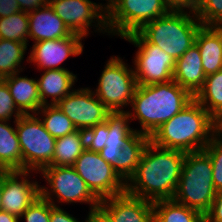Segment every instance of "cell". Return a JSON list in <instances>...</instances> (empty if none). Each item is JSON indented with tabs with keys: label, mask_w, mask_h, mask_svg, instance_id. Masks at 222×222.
Instances as JSON below:
<instances>
[{
	"label": "cell",
	"mask_w": 222,
	"mask_h": 222,
	"mask_svg": "<svg viewBox=\"0 0 222 222\" xmlns=\"http://www.w3.org/2000/svg\"><path fill=\"white\" fill-rule=\"evenodd\" d=\"M83 37L72 33L69 37L54 40L38 41L33 45L28 60L37 63L45 70L65 69L59 67L69 56L80 55L83 51Z\"/></svg>",
	"instance_id": "cell-15"
},
{
	"label": "cell",
	"mask_w": 222,
	"mask_h": 222,
	"mask_svg": "<svg viewBox=\"0 0 222 222\" xmlns=\"http://www.w3.org/2000/svg\"><path fill=\"white\" fill-rule=\"evenodd\" d=\"M2 189H3V171H0V210L2 202Z\"/></svg>",
	"instance_id": "cell-45"
},
{
	"label": "cell",
	"mask_w": 222,
	"mask_h": 222,
	"mask_svg": "<svg viewBox=\"0 0 222 222\" xmlns=\"http://www.w3.org/2000/svg\"><path fill=\"white\" fill-rule=\"evenodd\" d=\"M20 11L19 4L16 0H0V18L9 17Z\"/></svg>",
	"instance_id": "cell-38"
},
{
	"label": "cell",
	"mask_w": 222,
	"mask_h": 222,
	"mask_svg": "<svg viewBox=\"0 0 222 222\" xmlns=\"http://www.w3.org/2000/svg\"><path fill=\"white\" fill-rule=\"evenodd\" d=\"M201 26L195 13L190 16L183 8H173L166 15L145 24L137 33L176 61L195 44Z\"/></svg>",
	"instance_id": "cell-4"
},
{
	"label": "cell",
	"mask_w": 222,
	"mask_h": 222,
	"mask_svg": "<svg viewBox=\"0 0 222 222\" xmlns=\"http://www.w3.org/2000/svg\"><path fill=\"white\" fill-rule=\"evenodd\" d=\"M150 141V137L141 132H135L125 143L113 169L127 182L135 173L141 156Z\"/></svg>",
	"instance_id": "cell-22"
},
{
	"label": "cell",
	"mask_w": 222,
	"mask_h": 222,
	"mask_svg": "<svg viewBox=\"0 0 222 222\" xmlns=\"http://www.w3.org/2000/svg\"><path fill=\"white\" fill-rule=\"evenodd\" d=\"M18 73L3 78L6 82L10 94L14 99L17 109L23 114H34L43 106L39 94L38 83L35 79L26 77H18Z\"/></svg>",
	"instance_id": "cell-20"
},
{
	"label": "cell",
	"mask_w": 222,
	"mask_h": 222,
	"mask_svg": "<svg viewBox=\"0 0 222 222\" xmlns=\"http://www.w3.org/2000/svg\"><path fill=\"white\" fill-rule=\"evenodd\" d=\"M215 134L222 137V114L215 119Z\"/></svg>",
	"instance_id": "cell-44"
},
{
	"label": "cell",
	"mask_w": 222,
	"mask_h": 222,
	"mask_svg": "<svg viewBox=\"0 0 222 222\" xmlns=\"http://www.w3.org/2000/svg\"><path fill=\"white\" fill-rule=\"evenodd\" d=\"M86 148L90 151L100 152L105 147V139L108 138L109 130L106 122L97 124L85 130Z\"/></svg>",
	"instance_id": "cell-35"
},
{
	"label": "cell",
	"mask_w": 222,
	"mask_h": 222,
	"mask_svg": "<svg viewBox=\"0 0 222 222\" xmlns=\"http://www.w3.org/2000/svg\"><path fill=\"white\" fill-rule=\"evenodd\" d=\"M39 110L42 111L45 116L44 120H42L44 128L55 139L77 130L73 122L57 107V105L49 103L43 105Z\"/></svg>",
	"instance_id": "cell-29"
},
{
	"label": "cell",
	"mask_w": 222,
	"mask_h": 222,
	"mask_svg": "<svg viewBox=\"0 0 222 222\" xmlns=\"http://www.w3.org/2000/svg\"><path fill=\"white\" fill-rule=\"evenodd\" d=\"M195 44L199 48L206 76L222 70V26H201Z\"/></svg>",
	"instance_id": "cell-19"
},
{
	"label": "cell",
	"mask_w": 222,
	"mask_h": 222,
	"mask_svg": "<svg viewBox=\"0 0 222 222\" xmlns=\"http://www.w3.org/2000/svg\"><path fill=\"white\" fill-rule=\"evenodd\" d=\"M14 122L22 154V170L41 171L53 160L56 139L34 114H23Z\"/></svg>",
	"instance_id": "cell-7"
},
{
	"label": "cell",
	"mask_w": 222,
	"mask_h": 222,
	"mask_svg": "<svg viewBox=\"0 0 222 222\" xmlns=\"http://www.w3.org/2000/svg\"><path fill=\"white\" fill-rule=\"evenodd\" d=\"M43 177L50 184L51 192L41 187V196L54 206L50 193L57 196L58 200L66 203H90L91 211L99 208L100 200L91 192L85 181L76 172L73 166H46L41 170Z\"/></svg>",
	"instance_id": "cell-10"
},
{
	"label": "cell",
	"mask_w": 222,
	"mask_h": 222,
	"mask_svg": "<svg viewBox=\"0 0 222 222\" xmlns=\"http://www.w3.org/2000/svg\"><path fill=\"white\" fill-rule=\"evenodd\" d=\"M26 222H50V202L42 196L37 198L20 216Z\"/></svg>",
	"instance_id": "cell-33"
},
{
	"label": "cell",
	"mask_w": 222,
	"mask_h": 222,
	"mask_svg": "<svg viewBox=\"0 0 222 222\" xmlns=\"http://www.w3.org/2000/svg\"><path fill=\"white\" fill-rule=\"evenodd\" d=\"M194 99L216 119L222 114V70L205 78L203 87Z\"/></svg>",
	"instance_id": "cell-26"
},
{
	"label": "cell",
	"mask_w": 222,
	"mask_h": 222,
	"mask_svg": "<svg viewBox=\"0 0 222 222\" xmlns=\"http://www.w3.org/2000/svg\"><path fill=\"white\" fill-rule=\"evenodd\" d=\"M57 107L79 130H87L106 121L111 112L88 88L71 91Z\"/></svg>",
	"instance_id": "cell-12"
},
{
	"label": "cell",
	"mask_w": 222,
	"mask_h": 222,
	"mask_svg": "<svg viewBox=\"0 0 222 222\" xmlns=\"http://www.w3.org/2000/svg\"><path fill=\"white\" fill-rule=\"evenodd\" d=\"M210 157L213 168L214 188L222 189V137L213 135L209 143L203 149Z\"/></svg>",
	"instance_id": "cell-32"
},
{
	"label": "cell",
	"mask_w": 222,
	"mask_h": 222,
	"mask_svg": "<svg viewBox=\"0 0 222 222\" xmlns=\"http://www.w3.org/2000/svg\"><path fill=\"white\" fill-rule=\"evenodd\" d=\"M29 37L34 43L69 37L72 32L48 4L28 13Z\"/></svg>",
	"instance_id": "cell-18"
},
{
	"label": "cell",
	"mask_w": 222,
	"mask_h": 222,
	"mask_svg": "<svg viewBox=\"0 0 222 222\" xmlns=\"http://www.w3.org/2000/svg\"><path fill=\"white\" fill-rule=\"evenodd\" d=\"M205 78L199 48L194 44L176 60L173 80L195 96L203 87Z\"/></svg>",
	"instance_id": "cell-17"
},
{
	"label": "cell",
	"mask_w": 222,
	"mask_h": 222,
	"mask_svg": "<svg viewBox=\"0 0 222 222\" xmlns=\"http://www.w3.org/2000/svg\"><path fill=\"white\" fill-rule=\"evenodd\" d=\"M13 97L9 88L3 79H0V120L8 121L14 113L15 121L20 118L23 113L16 109Z\"/></svg>",
	"instance_id": "cell-34"
},
{
	"label": "cell",
	"mask_w": 222,
	"mask_h": 222,
	"mask_svg": "<svg viewBox=\"0 0 222 222\" xmlns=\"http://www.w3.org/2000/svg\"><path fill=\"white\" fill-rule=\"evenodd\" d=\"M19 4L20 10L26 13L32 12L36 9L43 8L48 5L49 0H16Z\"/></svg>",
	"instance_id": "cell-39"
},
{
	"label": "cell",
	"mask_w": 222,
	"mask_h": 222,
	"mask_svg": "<svg viewBox=\"0 0 222 222\" xmlns=\"http://www.w3.org/2000/svg\"><path fill=\"white\" fill-rule=\"evenodd\" d=\"M105 6L108 28L104 31L118 34L121 38L139 31L145 24L174 8L168 0H111Z\"/></svg>",
	"instance_id": "cell-6"
},
{
	"label": "cell",
	"mask_w": 222,
	"mask_h": 222,
	"mask_svg": "<svg viewBox=\"0 0 222 222\" xmlns=\"http://www.w3.org/2000/svg\"><path fill=\"white\" fill-rule=\"evenodd\" d=\"M85 222H111L109 218L98 208L90 210L88 218Z\"/></svg>",
	"instance_id": "cell-41"
},
{
	"label": "cell",
	"mask_w": 222,
	"mask_h": 222,
	"mask_svg": "<svg viewBox=\"0 0 222 222\" xmlns=\"http://www.w3.org/2000/svg\"><path fill=\"white\" fill-rule=\"evenodd\" d=\"M73 167L100 201L126 190V182L99 152L86 148L76 159Z\"/></svg>",
	"instance_id": "cell-9"
},
{
	"label": "cell",
	"mask_w": 222,
	"mask_h": 222,
	"mask_svg": "<svg viewBox=\"0 0 222 222\" xmlns=\"http://www.w3.org/2000/svg\"><path fill=\"white\" fill-rule=\"evenodd\" d=\"M174 8H189L190 10L199 3V0H168Z\"/></svg>",
	"instance_id": "cell-42"
},
{
	"label": "cell",
	"mask_w": 222,
	"mask_h": 222,
	"mask_svg": "<svg viewBox=\"0 0 222 222\" xmlns=\"http://www.w3.org/2000/svg\"><path fill=\"white\" fill-rule=\"evenodd\" d=\"M28 173L29 170L3 171L1 210L19 218L41 196V187L38 183H30L26 179ZM18 176L23 178L18 181Z\"/></svg>",
	"instance_id": "cell-14"
},
{
	"label": "cell",
	"mask_w": 222,
	"mask_h": 222,
	"mask_svg": "<svg viewBox=\"0 0 222 222\" xmlns=\"http://www.w3.org/2000/svg\"><path fill=\"white\" fill-rule=\"evenodd\" d=\"M124 39L139 47L135 61L134 74L138 85H152L173 80L175 60L158 46L147 43L137 32Z\"/></svg>",
	"instance_id": "cell-11"
},
{
	"label": "cell",
	"mask_w": 222,
	"mask_h": 222,
	"mask_svg": "<svg viewBox=\"0 0 222 222\" xmlns=\"http://www.w3.org/2000/svg\"><path fill=\"white\" fill-rule=\"evenodd\" d=\"M129 112L117 111L110 112L107 116L106 123L108 124L109 135L105 139V147L123 148L127 140L137 130H132L128 126Z\"/></svg>",
	"instance_id": "cell-28"
},
{
	"label": "cell",
	"mask_w": 222,
	"mask_h": 222,
	"mask_svg": "<svg viewBox=\"0 0 222 222\" xmlns=\"http://www.w3.org/2000/svg\"><path fill=\"white\" fill-rule=\"evenodd\" d=\"M26 43L0 39V79L20 73L18 66L23 60Z\"/></svg>",
	"instance_id": "cell-27"
},
{
	"label": "cell",
	"mask_w": 222,
	"mask_h": 222,
	"mask_svg": "<svg viewBox=\"0 0 222 222\" xmlns=\"http://www.w3.org/2000/svg\"><path fill=\"white\" fill-rule=\"evenodd\" d=\"M48 4L72 33L87 36L95 18L98 20L96 27L107 28L106 7L102 4L90 0H49Z\"/></svg>",
	"instance_id": "cell-13"
},
{
	"label": "cell",
	"mask_w": 222,
	"mask_h": 222,
	"mask_svg": "<svg viewBox=\"0 0 222 222\" xmlns=\"http://www.w3.org/2000/svg\"><path fill=\"white\" fill-rule=\"evenodd\" d=\"M8 121L0 120V171L22 170V154L18 135Z\"/></svg>",
	"instance_id": "cell-23"
},
{
	"label": "cell",
	"mask_w": 222,
	"mask_h": 222,
	"mask_svg": "<svg viewBox=\"0 0 222 222\" xmlns=\"http://www.w3.org/2000/svg\"><path fill=\"white\" fill-rule=\"evenodd\" d=\"M86 149L84 130L77 129L55 141L53 160L48 166H73Z\"/></svg>",
	"instance_id": "cell-24"
},
{
	"label": "cell",
	"mask_w": 222,
	"mask_h": 222,
	"mask_svg": "<svg viewBox=\"0 0 222 222\" xmlns=\"http://www.w3.org/2000/svg\"><path fill=\"white\" fill-rule=\"evenodd\" d=\"M121 151L122 148L104 147L99 153L101 157L113 167L118 161Z\"/></svg>",
	"instance_id": "cell-40"
},
{
	"label": "cell",
	"mask_w": 222,
	"mask_h": 222,
	"mask_svg": "<svg viewBox=\"0 0 222 222\" xmlns=\"http://www.w3.org/2000/svg\"><path fill=\"white\" fill-rule=\"evenodd\" d=\"M192 11L203 26H222V0H199Z\"/></svg>",
	"instance_id": "cell-31"
},
{
	"label": "cell",
	"mask_w": 222,
	"mask_h": 222,
	"mask_svg": "<svg viewBox=\"0 0 222 222\" xmlns=\"http://www.w3.org/2000/svg\"><path fill=\"white\" fill-rule=\"evenodd\" d=\"M193 99L194 96L174 80L138 85L131 102L135 114L130 112L129 117L139 120L142 130L137 132L151 137Z\"/></svg>",
	"instance_id": "cell-2"
},
{
	"label": "cell",
	"mask_w": 222,
	"mask_h": 222,
	"mask_svg": "<svg viewBox=\"0 0 222 222\" xmlns=\"http://www.w3.org/2000/svg\"><path fill=\"white\" fill-rule=\"evenodd\" d=\"M19 219L18 216L0 210V222H18Z\"/></svg>",
	"instance_id": "cell-43"
},
{
	"label": "cell",
	"mask_w": 222,
	"mask_h": 222,
	"mask_svg": "<svg viewBox=\"0 0 222 222\" xmlns=\"http://www.w3.org/2000/svg\"><path fill=\"white\" fill-rule=\"evenodd\" d=\"M214 134L215 119L193 99L166 121L150 141L156 146L186 153L203 150Z\"/></svg>",
	"instance_id": "cell-3"
},
{
	"label": "cell",
	"mask_w": 222,
	"mask_h": 222,
	"mask_svg": "<svg viewBox=\"0 0 222 222\" xmlns=\"http://www.w3.org/2000/svg\"><path fill=\"white\" fill-rule=\"evenodd\" d=\"M184 158L183 151L162 148L149 141L125 191L150 202L172 199Z\"/></svg>",
	"instance_id": "cell-1"
},
{
	"label": "cell",
	"mask_w": 222,
	"mask_h": 222,
	"mask_svg": "<svg viewBox=\"0 0 222 222\" xmlns=\"http://www.w3.org/2000/svg\"><path fill=\"white\" fill-rule=\"evenodd\" d=\"M27 37H29L28 13L20 11L9 17L0 18V39L28 44Z\"/></svg>",
	"instance_id": "cell-30"
},
{
	"label": "cell",
	"mask_w": 222,
	"mask_h": 222,
	"mask_svg": "<svg viewBox=\"0 0 222 222\" xmlns=\"http://www.w3.org/2000/svg\"><path fill=\"white\" fill-rule=\"evenodd\" d=\"M154 222H205L200 212L173 199L153 202Z\"/></svg>",
	"instance_id": "cell-25"
},
{
	"label": "cell",
	"mask_w": 222,
	"mask_h": 222,
	"mask_svg": "<svg viewBox=\"0 0 222 222\" xmlns=\"http://www.w3.org/2000/svg\"><path fill=\"white\" fill-rule=\"evenodd\" d=\"M216 192L209 155L204 150L186 152L182 173L172 199L205 215Z\"/></svg>",
	"instance_id": "cell-5"
},
{
	"label": "cell",
	"mask_w": 222,
	"mask_h": 222,
	"mask_svg": "<svg viewBox=\"0 0 222 222\" xmlns=\"http://www.w3.org/2000/svg\"><path fill=\"white\" fill-rule=\"evenodd\" d=\"M50 222H79L73 216L59 208L54 206L50 202Z\"/></svg>",
	"instance_id": "cell-37"
},
{
	"label": "cell",
	"mask_w": 222,
	"mask_h": 222,
	"mask_svg": "<svg viewBox=\"0 0 222 222\" xmlns=\"http://www.w3.org/2000/svg\"><path fill=\"white\" fill-rule=\"evenodd\" d=\"M204 217L205 222H222V189L216 192L213 203Z\"/></svg>",
	"instance_id": "cell-36"
},
{
	"label": "cell",
	"mask_w": 222,
	"mask_h": 222,
	"mask_svg": "<svg viewBox=\"0 0 222 222\" xmlns=\"http://www.w3.org/2000/svg\"><path fill=\"white\" fill-rule=\"evenodd\" d=\"M98 88L94 95L111 111H124L120 107L132 102L138 86L133 69L120 57H112L106 64L99 79Z\"/></svg>",
	"instance_id": "cell-8"
},
{
	"label": "cell",
	"mask_w": 222,
	"mask_h": 222,
	"mask_svg": "<svg viewBox=\"0 0 222 222\" xmlns=\"http://www.w3.org/2000/svg\"><path fill=\"white\" fill-rule=\"evenodd\" d=\"M75 80L76 75L68 69L46 70L37 80L41 104L47 105L46 98L52 96L51 104L56 105L71 93L69 90Z\"/></svg>",
	"instance_id": "cell-21"
},
{
	"label": "cell",
	"mask_w": 222,
	"mask_h": 222,
	"mask_svg": "<svg viewBox=\"0 0 222 222\" xmlns=\"http://www.w3.org/2000/svg\"><path fill=\"white\" fill-rule=\"evenodd\" d=\"M99 209L111 222H154L153 202L126 191L101 200Z\"/></svg>",
	"instance_id": "cell-16"
}]
</instances>
